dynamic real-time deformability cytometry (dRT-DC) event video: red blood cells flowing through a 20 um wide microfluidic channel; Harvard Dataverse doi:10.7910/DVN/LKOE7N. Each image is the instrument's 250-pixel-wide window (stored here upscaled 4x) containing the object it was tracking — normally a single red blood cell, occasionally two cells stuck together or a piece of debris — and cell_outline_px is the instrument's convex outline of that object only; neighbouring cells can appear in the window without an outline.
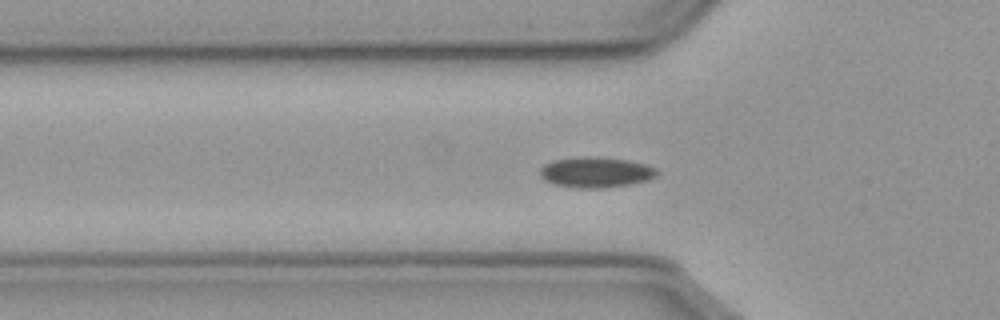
{"species": "common noctule bat (a hibernating species)", "species_latin": "Nyctalus noctula", "temperature_condition": "cold", "stored_images_in_passage": 50, "camera_frame_rate_fps": 3000, "um_per_image_px": 0.085, "animal": {"sex": "male", "body_mass_g": 23.1, "forearm_length_mm": 52.7}, "frame": {"image": 1, "passage_image": 15, "time_ms": 4.667, "image_size_px": [1000, 320], "cell_outline_px": [[660, 172], [656, 176], [648, 180], [632, 184], [604, 188], [580, 188], [552, 184], [544, 180], [540, 176], [540, 168], [544, 164], [556, 160], [624, 160], [644, 164], [656, 168]], "centroid_in_image_um": [50.67, 14.72], "position_along_channel_um": 75.1, "area_um2": 19.71}}